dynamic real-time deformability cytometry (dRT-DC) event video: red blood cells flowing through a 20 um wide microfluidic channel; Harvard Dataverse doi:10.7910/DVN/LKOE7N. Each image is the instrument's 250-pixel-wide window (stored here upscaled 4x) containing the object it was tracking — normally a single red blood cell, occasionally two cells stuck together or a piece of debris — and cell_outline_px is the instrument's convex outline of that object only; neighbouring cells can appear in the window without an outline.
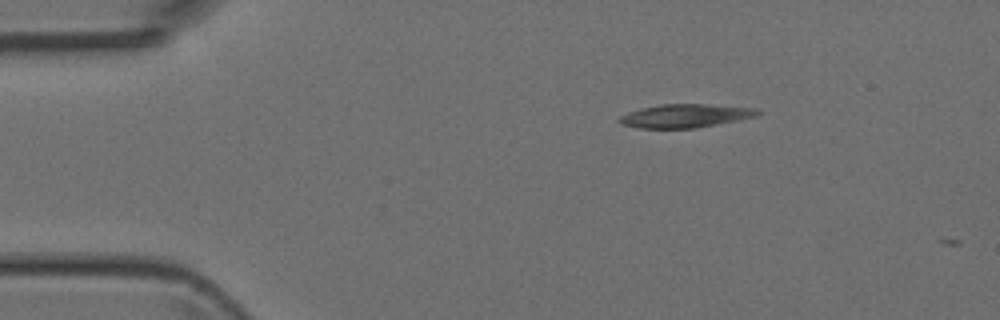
{"species": "Egyptian fruit bat (a non-hibernating species)", "species_latin": "Rousettus aegyptiacus", "temperature_condition": "room temperature", "stored_images_in_passage": 4, "camera_frame_rate_fps": 3000, "um_per_image_px": 0.085, "animal": {"sex": "female"}, "frame": {"image": 1, "passage_image": 1, "time_ms": 0.0, "image_size_px": [1000, 320], "cell_outline_px": [[760, 112], [756, 116], [716, 124], [692, 128], [640, 128], [620, 124], [616, 120], [620, 116], [628, 112], [640, 108], [660, 104], [704, 104], [756, 108]], "centroid_in_image_um": [58.17, 9.84], "position_along_channel_um": 26.8, "area_um2": 18.73}}